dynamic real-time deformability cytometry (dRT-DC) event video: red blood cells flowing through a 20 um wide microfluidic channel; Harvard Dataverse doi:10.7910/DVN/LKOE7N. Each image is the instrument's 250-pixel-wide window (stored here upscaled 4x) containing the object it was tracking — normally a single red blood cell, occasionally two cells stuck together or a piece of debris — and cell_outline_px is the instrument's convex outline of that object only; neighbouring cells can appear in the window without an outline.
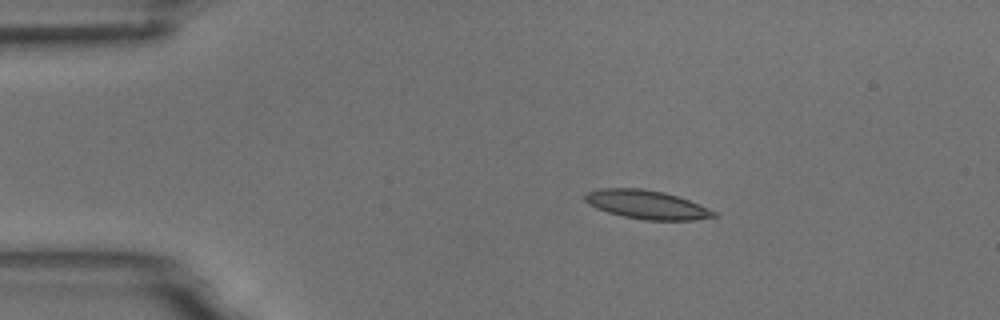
{"species": "common noctule bat (a hibernating species)", "species_latin": "Nyctalus noctula", "temperature_condition": "room temperature", "stored_images_in_passage": 3, "camera_frame_rate_fps": 3000, "um_per_image_px": 0.085, "animal": {"sex": "male", "body_mass_g": 18.8}, "frame": {"image": 1, "passage_image": 2, "time_ms": 1.333, "image_size_px": [1000, 320], "cell_outline_px": [[716, 216], [696, 220], [644, 220], [624, 216], [608, 212], [596, 208], [588, 204], [584, 200], [584, 196], [588, 192], [600, 188], [640, 188], [664, 192], [688, 200], [716, 212]], "centroid_in_image_um": [54.93, 17.39], "position_along_channel_um": 30.1, "area_um2": 21.33}}